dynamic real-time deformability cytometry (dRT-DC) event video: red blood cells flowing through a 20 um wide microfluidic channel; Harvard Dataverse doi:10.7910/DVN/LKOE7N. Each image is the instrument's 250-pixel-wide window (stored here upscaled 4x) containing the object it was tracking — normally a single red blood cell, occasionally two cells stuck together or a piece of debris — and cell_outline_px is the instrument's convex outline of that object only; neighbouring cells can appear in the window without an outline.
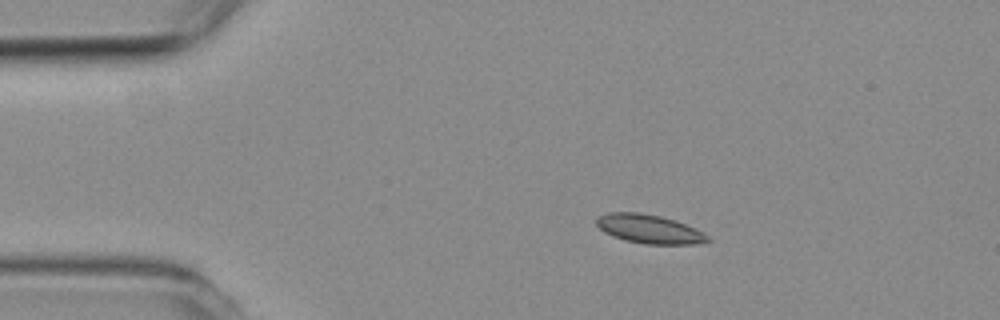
{"species": "common noctule bat (a hibernating species)", "species_latin": "Nyctalus noctula", "temperature_condition": "room temperature", "stored_images_in_passage": 5, "camera_frame_rate_fps": 3000, "um_per_image_px": 0.085, "animal": {"sex": "female", "body_mass_g": 19.3, "forearm_length_mm": 54.1}, "frame": {"image": 1, "passage_image": 3, "time_ms": 2.333, "image_size_px": [1000, 320], "cell_outline_px": [[712, 240], [700, 244], [644, 244], [624, 240], [612, 236], [604, 232], [596, 224], [596, 216], [608, 212], [640, 212], [660, 216], [676, 220], [696, 228], [704, 232]], "centroid_in_image_um": [55.2, 19.46], "position_along_channel_um": 29.8, "area_um2": 19.02}}